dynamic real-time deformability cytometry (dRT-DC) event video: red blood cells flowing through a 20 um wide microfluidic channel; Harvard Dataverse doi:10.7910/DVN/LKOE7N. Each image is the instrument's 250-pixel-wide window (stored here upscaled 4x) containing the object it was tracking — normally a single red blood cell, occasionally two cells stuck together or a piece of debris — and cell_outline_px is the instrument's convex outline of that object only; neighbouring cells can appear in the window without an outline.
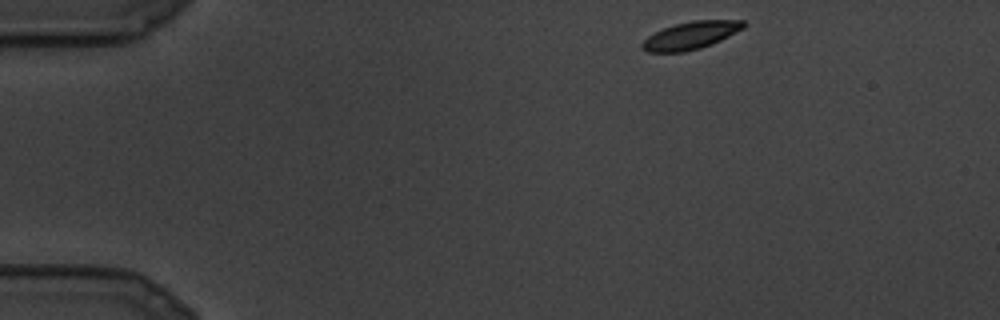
{"species": "common noctule bat (a hibernating species)", "species_latin": "Nyctalus noctula", "temperature_condition": "cold", "stored_images_in_passage": 9, "camera_frame_rate_fps": 3000, "um_per_image_px": 0.085, "animal": {"sex": "male", "body_mass_g": 19.5, "forearm_length_mm": 54.6}, "frame": {"image": 1, "passage_image": 1, "time_ms": 0.0, "image_size_px": [1000, 320], "cell_outline_px": [[748, 24], [744, 28], [712, 44], [700, 48], [684, 52], [648, 52], [640, 48], [640, 44], [648, 36], [664, 28], [676, 24], [692, 20], [744, 20]], "centroid_in_image_um": [58.73, 3.01], "position_along_channel_um": 26.3, "area_um2": 16.3}}
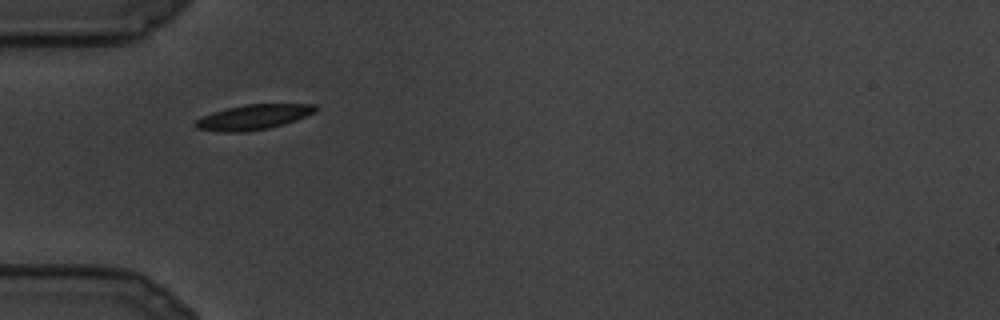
{"frame": {"image": 2, "passage_image": 6, "time_ms": 1.667, "image_size_px": [1000, 320], "cell_outline_px": [[316, 112], [296, 120], [268, 128], [244, 132], [220, 132], [196, 128], [192, 124], [196, 120], [212, 112], [228, 108], [248, 104], [316, 104]], "centroid_in_image_um": [21.52, 9.96], "position_along_channel_um": 63.5, "area_um2": 17.4}}
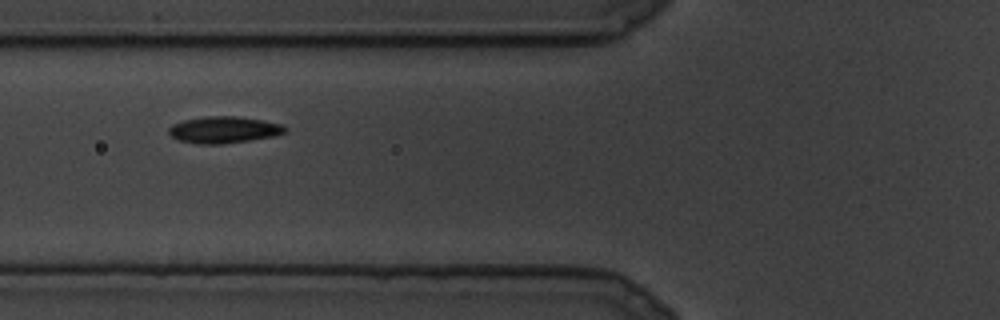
{"frame": {"image": 3, "passage_image": 8, "time_ms": 2.333, "image_size_px": [1000, 320], "cell_outline_px": [[288, 128], [284, 132], [276, 136], [224, 144], [196, 144], [176, 140], [168, 132], [168, 128], [172, 124], [184, 120], [208, 116], [232, 116], [264, 120], [284, 124]], "centroid_in_image_um": [19.03, 11.04], "position_along_channel_um": 106.8, "area_um2": 18.26}}